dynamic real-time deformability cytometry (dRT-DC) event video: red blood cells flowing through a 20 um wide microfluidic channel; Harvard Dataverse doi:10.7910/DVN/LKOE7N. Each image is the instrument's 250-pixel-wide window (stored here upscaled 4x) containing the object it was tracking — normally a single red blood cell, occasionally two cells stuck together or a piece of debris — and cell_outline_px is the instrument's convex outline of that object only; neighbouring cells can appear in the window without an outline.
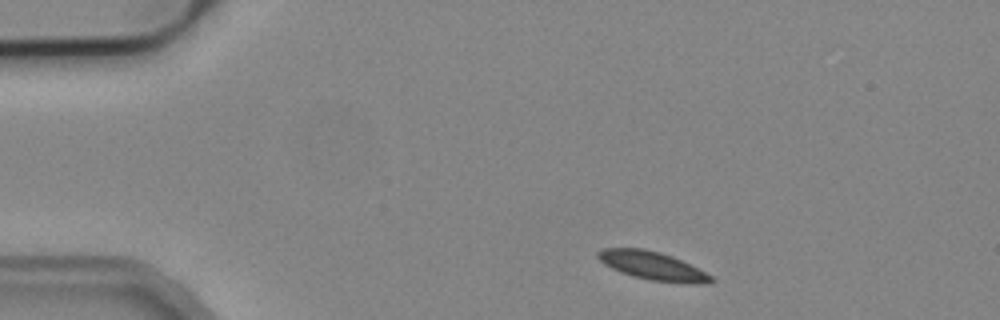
{"species": "common noctule bat (a hibernating species)", "species_latin": "Nyctalus noctula", "temperature_condition": "cold", "stored_images_in_passage": 3, "camera_frame_rate_fps": 3000, "um_per_image_px": 0.085, "animal": {"sex": "male", "body_mass_g": 19.2, "forearm_length_mm": 51.8}, "frame": {"image": 1, "passage_image": 1, "time_ms": 0.0, "image_size_px": [1000, 320], "cell_outline_px": [[716, 280], [700, 284], [692, 284], [648, 280], [632, 276], [620, 272], [604, 264], [596, 256], [596, 252], [604, 248], [644, 248], [660, 252], [672, 256], [712, 276]], "centroid_in_image_um": [55.42, 22.59], "position_along_channel_um": 29.6, "area_um2": 18.61}}